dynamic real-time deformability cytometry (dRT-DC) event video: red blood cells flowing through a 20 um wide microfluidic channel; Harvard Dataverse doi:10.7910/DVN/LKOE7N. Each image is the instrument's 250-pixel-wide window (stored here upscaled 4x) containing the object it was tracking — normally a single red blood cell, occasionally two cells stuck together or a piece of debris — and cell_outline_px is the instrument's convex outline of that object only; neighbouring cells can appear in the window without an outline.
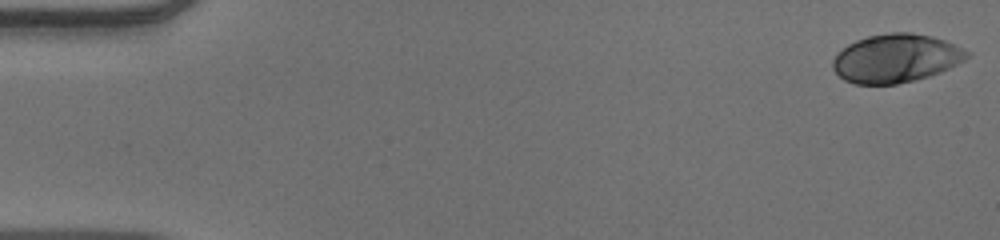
{"species": "human", "species_latin": "Homo sapiens", "temperature_condition": "warm", "stored_images_in_passage": 52, "camera_frame_rate_fps": 3000, "um_per_image_px": 0.085, "donor": {"sex": "male"}, "frame": {"image": 1, "passage_image": 1, "time_ms": 0.0, "image_size_px": [1000, 240], "cell_outline_px": [[972, 52], [964, 60], [940, 72], [916, 80], [896, 84], [856, 84], [844, 80], [832, 68], [832, 60], [848, 44], [856, 40], [868, 36], [892, 32], [908, 32], [932, 36], [944, 40]], "centroid_in_image_um": [76.15, 4.95], "position_along_channel_um": 8.8, "area_um2": 37.69}}
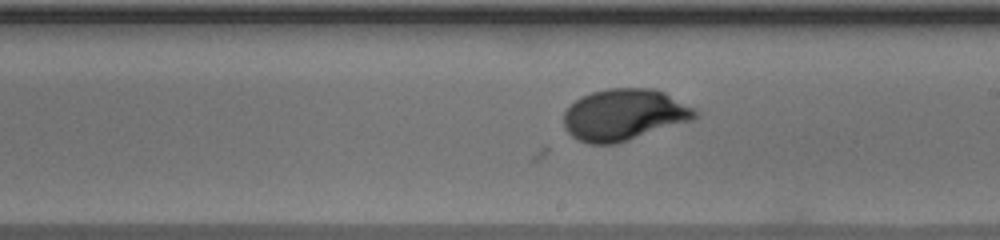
{"frame": {"image": 2, "passage_image": 30, "time_ms": 9.667, "image_size_px": [1000, 240], "cell_outline_px": [[696, 116], [692, 120], [616, 144], [588, 144], [572, 136], [564, 128], [564, 112], [580, 96], [592, 92], [608, 88], [652, 88], [664, 92], [692, 108], [696, 112]], "centroid_in_image_um": [53.0, 9.75], "position_along_channel_um": 236.0, "area_um2": 39.07}}
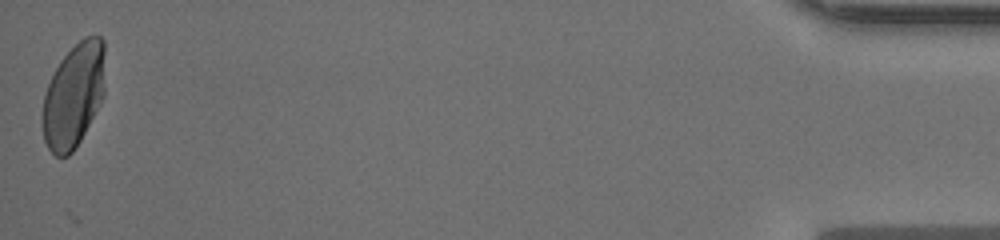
{"frame": {"image": 3, "passage_image": 52, "time_ms": 17.0, "image_size_px": [1000, 240], "cell_outline_px": [[104, 96], [80, 140], [72, 152], [68, 156], [56, 156], [48, 148], [44, 140], [40, 116], [44, 96], [48, 84], [60, 60], [84, 36], [100, 36], [104, 40]], "centroid_in_image_um": [6.24, 8.12], "position_along_channel_um": 429.0, "area_um2": 38.03}, "authors_computed_cell_mechanics": {"area_um2": 37.9457, "velocity_mm_per_s": 3.9085, "shape_relaxation_time_tau1_ms": 3.8733, "shape_relaxation_time_tau2_ms": null, "deformation_change_tau1": 0.1896, "deformation_change_tau2": null}}